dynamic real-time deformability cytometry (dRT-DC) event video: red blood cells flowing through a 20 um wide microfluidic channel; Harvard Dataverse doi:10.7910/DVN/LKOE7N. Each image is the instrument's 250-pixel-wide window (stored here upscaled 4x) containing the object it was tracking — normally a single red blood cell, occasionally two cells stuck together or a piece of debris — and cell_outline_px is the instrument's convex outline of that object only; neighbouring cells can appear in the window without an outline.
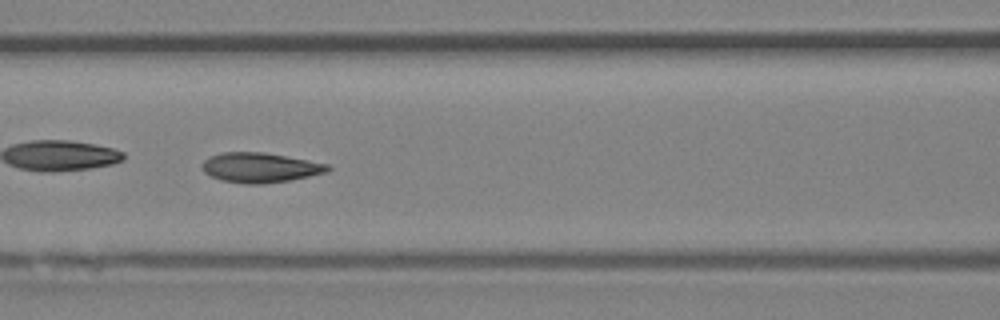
{"species": "Egyptian fruit bat (a non-hibernating species)", "species_latin": "Rousettus aegyptiacus", "temperature_condition": "room temperature", "stored_images_in_passage": 47, "camera_frame_rate_fps": 3000, "um_per_image_px": 0.085, "animal": {"sex": "female"}, "frame": {"image": 1, "passage_image": 21, "time_ms": 6.667, "image_size_px": [1000, 320], "cell_outline_px": [[332, 168], [328, 172], [288, 180], [264, 184], [244, 184], [220, 180], [204, 172], [204, 160], [208, 156], [220, 152], [264, 152], [308, 160], [328, 164]], "centroid_in_image_um": [22.11, 14.24], "position_along_channel_um": 144.5, "area_um2": 21.79}, "authors_computed_cell_mechanics": {"area_um2": 21.8484, "velocity_mm_per_s": 4.4945, "shape_relaxation_time_tau1_ms": 3.7979, "shape_relaxation_time_tau2_ms": 0.9191, "deformation_change_tau1": 0.1351, "deformation_change_tau2": 0.0627}}